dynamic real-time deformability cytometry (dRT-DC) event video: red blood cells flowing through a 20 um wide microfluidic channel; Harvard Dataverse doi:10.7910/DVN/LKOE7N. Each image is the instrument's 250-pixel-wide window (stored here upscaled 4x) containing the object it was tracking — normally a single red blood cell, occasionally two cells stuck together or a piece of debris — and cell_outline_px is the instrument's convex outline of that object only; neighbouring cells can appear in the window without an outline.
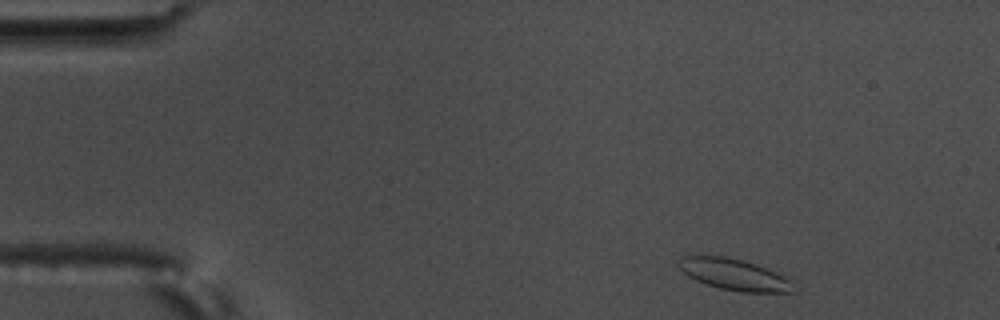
{"species": "common noctule bat (a hibernating species)", "species_latin": "Nyctalus noctula", "temperature_condition": "warm", "stored_images_in_passage": 52, "camera_frame_rate_fps": 3000, "um_per_image_px": 0.085, "animal": {"sex": "male", "body_mass_g": 17.5, "forearm_length_mm": 52.3}, "frame": {"image": 1, "passage_image": 1, "time_ms": 0.0, "image_size_px": [1000, 320], "cell_outline_px": [[800, 288], [796, 292], [740, 292], [720, 288], [696, 280], [688, 276], [676, 264], [680, 256], [724, 256], [744, 260], [756, 264], [776, 272], [792, 280]], "centroid_in_image_um": [62.48, 23.34], "position_along_channel_um": 22.5, "area_um2": 21.21}}
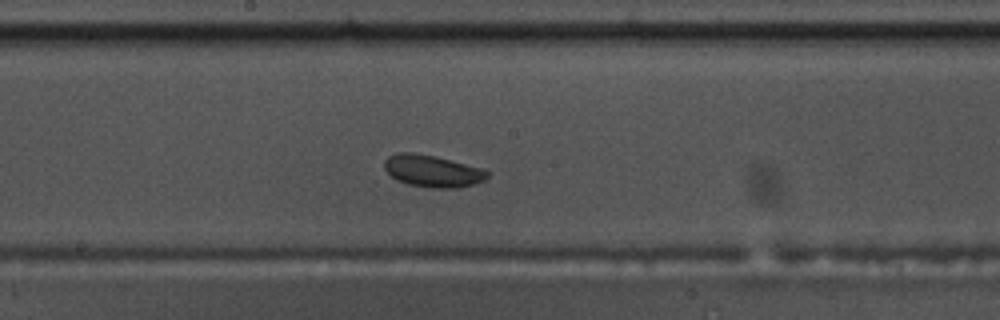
{"frame": {"image": 2, "passage_image": 25, "time_ms": 8.0, "image_size_px": [1000, 320], "cell_outline_px": [[488, 176], [484, 180], [460, 188], [432, 188], [408, 184], [396, 180], [384, 168], [384, 160], [388, 156], [396, 152], [412, 152], [436, 156], [480, 168], [488, 172]], "centroid_in_image_um": [36.71, 14.53], "position_along_channel_um": 211.5, "area_um2": 19.13}}
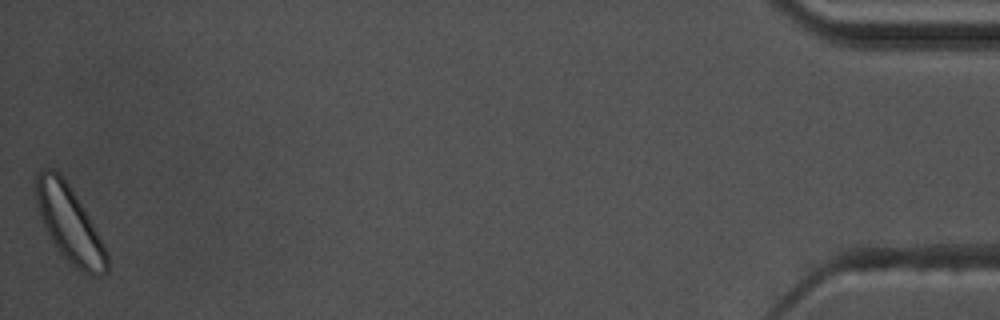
{"frame": {"image": 3, "passage_image": 52, "time_ms": 17.0, "image_size_px": [1000, 320], "cell_outline_px": [[108, 272], [100, 276], [92, 276], [84, 272], [72, 264], [60, 252], [52, 240], [44, 224], [36, 204], [36, 172], [40, 168], [52, 168], [68, 184], [84, 208], [104, 244], [108, 252]], "centroid_in_image_um": [5.92, 19.04], "position_along_channel_um": 429.3, "area_um2": 30.92}}